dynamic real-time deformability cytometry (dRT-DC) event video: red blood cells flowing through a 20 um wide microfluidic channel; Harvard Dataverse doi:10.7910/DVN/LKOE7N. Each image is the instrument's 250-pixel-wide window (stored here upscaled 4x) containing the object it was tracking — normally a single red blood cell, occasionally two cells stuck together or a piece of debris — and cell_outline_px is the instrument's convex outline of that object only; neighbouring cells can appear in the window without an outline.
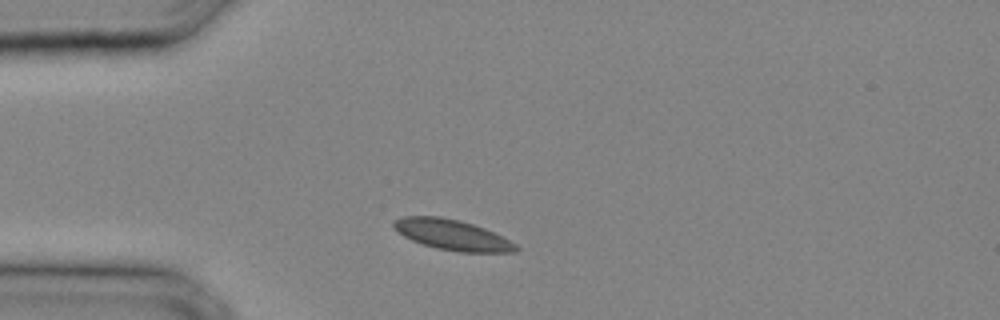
{"species": "common noctule bat (a hibernating species)", "species_latin": "Nyctalus noctula", "temperature_condition": "cold", "stored_images_in_passage": 24, "camera_frame_rate_fps": 3000, "um_per_image_px": 0.085, "animal": {"sex": "male", "body_mass_g": 20.4}, "frame": {"image": 1, "passage_image": 1, "time_ms": 0.0, "image_size_px": [1000, 320], "cell_outline_px": [[520, 248], [516, 252], [460, 252], [436, 248], [412, 240], [396, 232], [392, 224], [396, 220], [404, 216], [440, 216], [460, 220], [484, 228], [516, 244]], "centroid_in_image_um": [38.42, 19.96], "position_along_channel_um": 46.6, "area_um2": 21.5}}
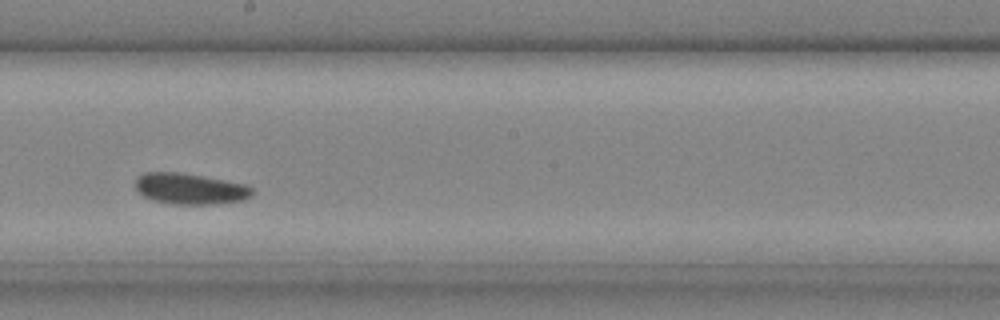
{"frame": {"image": 2, "passage_image": 11, "time_ms": 3.333, "image_size_px": [1000, 320], "cell_outline_px": [[256, 192], [252, 196], [244, 200], [216, 204], [172, 204], [152, 200], [144, 196], [136, 188], [136, 176], [144, 172], [180, 172], [204, 176], [248, 184]], "centroid_in_image_um": [16.2, 16.04], "position_along_channel_um": 232.0, "area_um2": 21.44}}
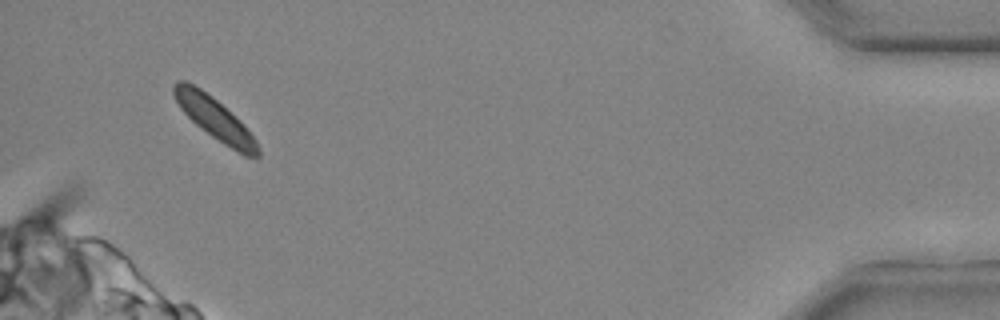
{"frame": {"image": 3, "passage_image": 23, "time_ms": 7.333, "image_size_px": [1000, 320], "cell_outline_px": [[260, 156], [256, 160], [244, 156], [224, 144], [212, 136], [196, 124], [180, 108], [172, 92], [172, 84], [176, 80], [184, 80], [200, 88], [212, 96], [240, 120], [256, 140], [260, 148]], "centroid_in_image_um": [18.29, 10.1], "position_along_channel_um": 416.9, "area_um2": 20.58}}